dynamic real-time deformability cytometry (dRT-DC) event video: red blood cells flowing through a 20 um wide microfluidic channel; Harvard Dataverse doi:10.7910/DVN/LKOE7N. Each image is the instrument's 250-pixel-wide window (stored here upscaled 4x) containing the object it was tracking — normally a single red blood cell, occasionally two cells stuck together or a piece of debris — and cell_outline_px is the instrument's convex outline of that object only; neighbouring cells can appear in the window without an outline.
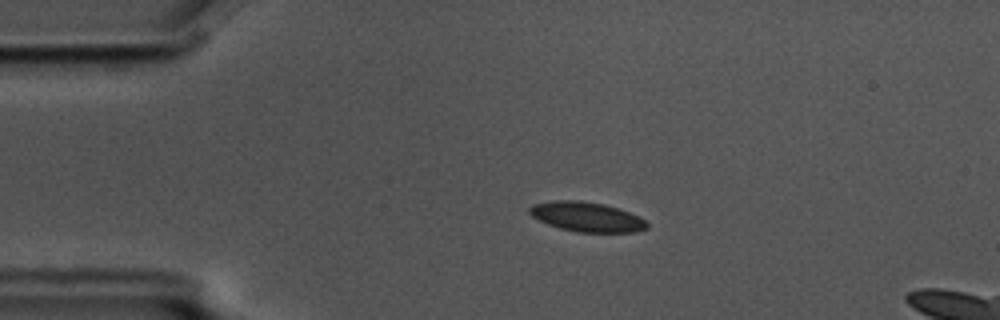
{"species": "common noctule bat (a hibernating species)", "species_latin": "Nyctalus noctula", "temperature_condition": "cold", "stored_images_in_passage": 3, "camera_frame_rate_fps": 3000, "um_per_image_px": 0.085, "animal": {"sex": "male", "body_mass_g": 17.5, "forearm_length_mm": 52.3}, "frame": {"image": 1, "passage_image": 2, "time_ms": 0.333, "image_size_px": [1000, 320], "cell_outline_px": [[648, 228], [636, 232], [576, 232], [560, 228], [548, 224], [532, 216], [528, 212], [528, 208], [532, 204], [552, 200], [580, 200], [604, 204], [628, 212], [644, 220], [648, 224]], "centroid_in_image_um": [49.83, 18.43], "position_along_channel_um": 35.2, "area_um2": 20.23}}